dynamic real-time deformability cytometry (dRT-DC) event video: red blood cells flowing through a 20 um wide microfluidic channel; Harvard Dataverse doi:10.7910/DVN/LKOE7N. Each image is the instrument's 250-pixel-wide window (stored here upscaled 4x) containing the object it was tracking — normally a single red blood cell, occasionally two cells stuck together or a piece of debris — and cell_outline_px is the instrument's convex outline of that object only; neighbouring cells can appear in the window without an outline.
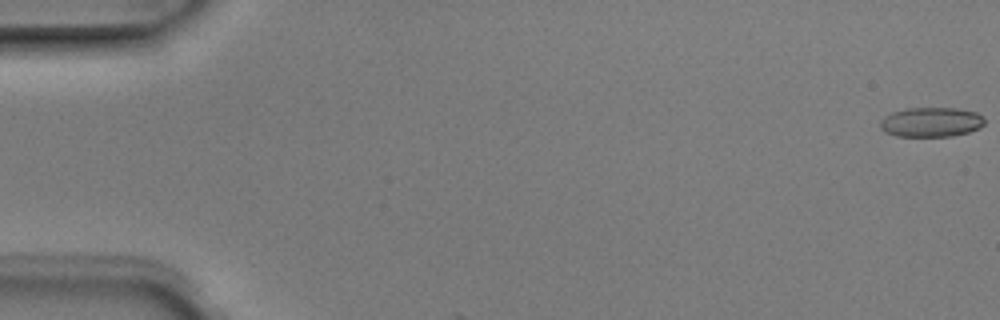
{"species": "Egyptian fruit bat (a non-hibernating species)", "species_latin": "Rousettus aegyptiacus", "temperature_condition": "room temperature", "stored_images_in_passage": 2, "camera_frame_rate_fps": 3000, "um_per_image_px": 0.085, "animal": {"sex": "male"}, "frame": {"image": 1, "passage_image": 1, "time_ms": 0.0, "image_size_px": [1000, 320], "cell_outline_px": [[984, 124], [980, 128], [968, 132], [952, 136], [896, 136], [884, 132], [880, 128], [880, 120], [884, 116], [892, 112], [908, 108], [956, 108], [976, 112], [984, 116]], "centroid_in_image_um": [79.14, 10.38], "position_along_channel_um": 5.9, "area_um2": 18.15}}